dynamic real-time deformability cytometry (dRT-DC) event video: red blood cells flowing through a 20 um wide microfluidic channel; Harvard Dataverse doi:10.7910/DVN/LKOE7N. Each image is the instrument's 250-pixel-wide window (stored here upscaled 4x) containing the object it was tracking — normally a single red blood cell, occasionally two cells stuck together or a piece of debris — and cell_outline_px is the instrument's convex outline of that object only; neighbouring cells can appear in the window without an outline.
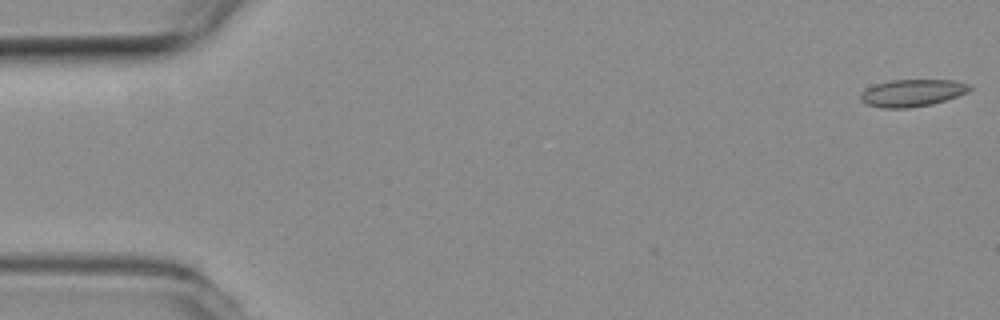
{"species": "common noctule bat (a hibernating species)", "species_latin": "Nyctalus noctula", "temperature_condition": "room temperature", "stored_images_in_passage": 46, "camera_frame_rate_fps": 3000, "um_per_image_px": 0.085, "animal": {"sex": "female", "body_mass_g": 19.3, "forearm_length_mm": 54.1}, "frame": {"image": 1, "passage_image": 1, "time_ms": 0.0, "image_size_px": [1000, 320], "cell_outline_px": [[972, 88], [968, 92], [932, 104], [908, 108], [880, 108], [864, 104], [860, 100], [860, 96], [868, 88], [876, 84], [888, 80], [952, 80], [972, 84]], "centroid_in_image_um": [77.54, 7.9], "position_along_channel_um": 7.5, "area_um2": 17.28}}
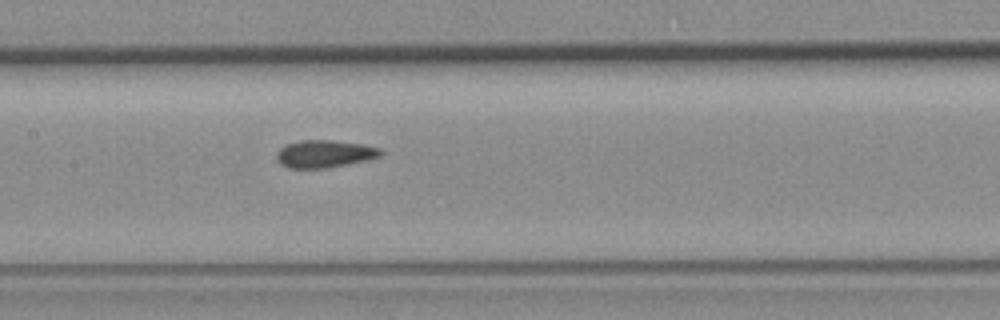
{"frame": {"image": 2, "passage_image": 26, "time_ms": 8.333, "image_size_px": [1000, 320], "cell_outline_px": [[384, 152], [380, 156], [368, 160], [328, 168], [288, 168], [280, 164], [276, 160], [276, 152], [280, 148], [288, 144], [300, 140], [332, 140], [360, 144], [380, 148]], "centroid_in_image_um": [27.57, 13.08], "position_along_channel_um": 179.8, "area_um2": 16.76}}
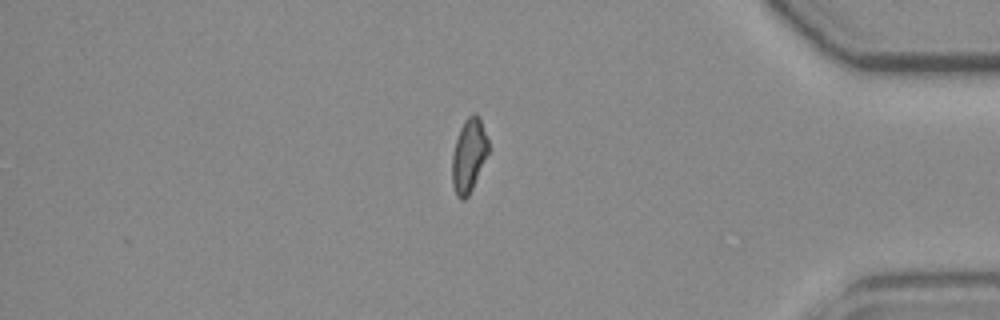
{"frame": {"image": 3, "passage_image": 46, "time_ms": 15.0, "image_size_px": [1000, 320], "cell_outline_px": [[488, 152], [472, 188], [468, 196], [464, 200], [460, 200], [456, 196], [452, 184], [452, 156], [456, 140], [460, 128], [464, 120], [472, 112], [476, 112], [480, 116], [488, 140]], "centroid_in_image_um": [39.84, 13.18], "position_along_channel_um": 395.4, "area_um2": 15.55}, "authors_computed_cell_mechanics": {"area_um2": 16.7042, "velocity_mm_per_s": 3.7428, "shape_relaxation_time_tau1_ms": null, "shape_relaxation_time_tau2_ms": 1.9888, "deformation_change_tau1": null, "deformation_change_tau2": 0.0689}}